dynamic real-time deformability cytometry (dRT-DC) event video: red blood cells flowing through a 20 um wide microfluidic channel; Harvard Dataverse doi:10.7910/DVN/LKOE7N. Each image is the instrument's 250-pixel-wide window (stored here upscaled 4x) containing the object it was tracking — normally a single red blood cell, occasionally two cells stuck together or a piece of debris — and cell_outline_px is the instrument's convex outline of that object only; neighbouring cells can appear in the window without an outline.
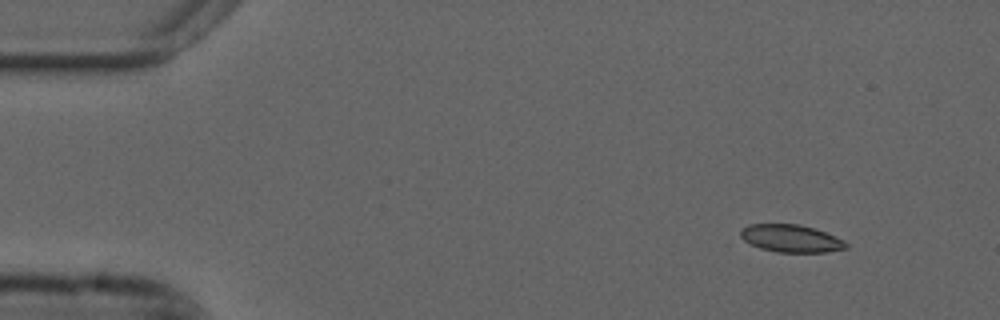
{"species": "common noctule bat (a hibernating species)", "species_latin": "Nyctalus noctula", "temperature_condition": "cold", "stored_images_in_passage": 54, "camera_frame_rate_fps": 3000, "um_per_image_px": 0.085, "animal": {"sex": "male", "forearm_length_mm": 52.5}, "frame": {"image": 1, "passage_image": 5, "time_ms": 1.333, "image_size_px": [1000, 320], "cell_outline_px": [[848, 248], [828, 252], [776, 252], [760, 248], [744, 240], [740, 236], [740, 228], [748, 224], [800, 224], [824, 232], [844, 240], [848, 244]], "centroid_in_image_um": [67.22, 20.27], "position_along_channel_um": 17.8, "area_um2": 16.94}}
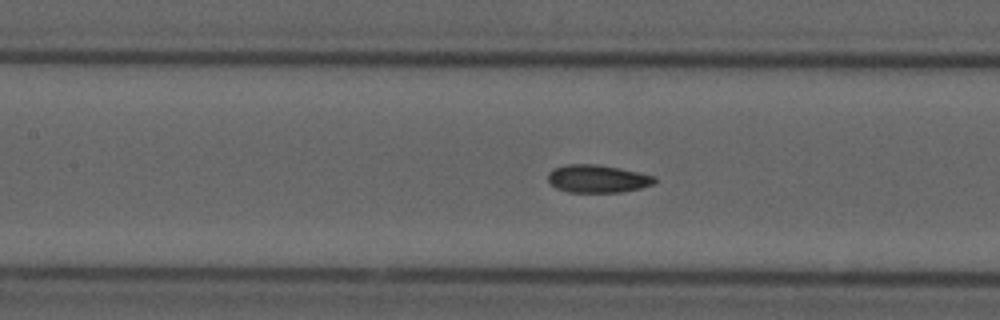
{"frame": {"image": 2, "passage_image": 24, "time_ms": 7.667, "image_size_px": [1000, 320], "cell_outline_px": [[656, 180], [652, 184], [640, 188], [620, 192], [568, 192], [556, 188], [548, 180], [548, 172], [552, 168], [568, 164], [596, 164], [620, 168], [656, 176]], "centroid_in_image_um": [50.77, 15.18], "position_along_channel_um": 156.6, "area_um2": 17.28}}
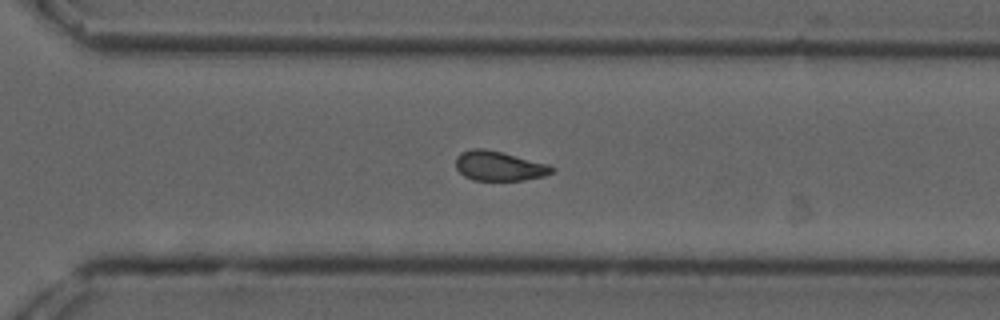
{"frame": {"image": 3, "passage_image": 38, "time_ms": 12.333, "image_size_px": [1000, 320], "cell_outline_px": [[556, 168], [552, 172], [544, 176], [524, 180], [472, 180], [464, 176], [456, 168], [456, 156], [460, 152], [472, 148], [484, 148], [548, 164]], "centroid_in_image_um": [42.39, 14.11], "position_along_channel_um": 328.2, "area_um2": 16.53}, "authors_computed_cell_mechanics": {"area_um2": 17.0221, "velocity_mm_per_s": 3.6935, "shape_relaxation_time_tau1_ms": null, "shape_relaxation_time_tau2_ms": 2.823, "deformation_change_tau1": null, "deformation_change_tau2": 0.0692}}